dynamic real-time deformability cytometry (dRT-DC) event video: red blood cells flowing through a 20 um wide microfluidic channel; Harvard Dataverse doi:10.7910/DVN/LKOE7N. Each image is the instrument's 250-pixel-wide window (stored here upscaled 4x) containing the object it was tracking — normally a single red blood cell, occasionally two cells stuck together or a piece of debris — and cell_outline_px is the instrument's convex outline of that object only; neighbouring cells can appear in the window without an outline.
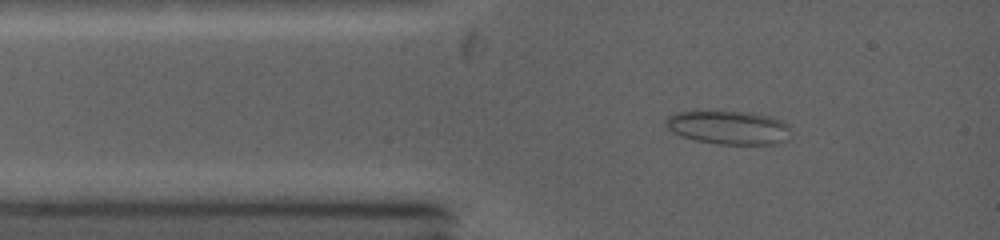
{"species": "common noctule bat (a hibernating species)", "species_latin": "Nyctalus noctula", "temperature_condition": "warm", "stored_images_in_passage": 34, "camera_frame_rate_fps": 5000, "um_per_image_px": 0.085, "animal": {"sex": "female", "body_mass_g": 19.0, "forearm_length_mm": 53.3}, "frame": {"image": 1, "passage_image": 2, "time_ms": 0.6, "image_size_px": [1000, 240], "cell_outline_px": [[788, 128], [784, 140], [780, 144], [716, 144], [696, 140], [680, 136], [672, 132], [664, 124], [664, 120], [672, 112], [752, 112], [772, 116], [784, 120], [788, 124]], "centroid_in_image_um": [61.9, 10.83], "position_along_channel_um": 23.1, "area_um2": 24.51}}
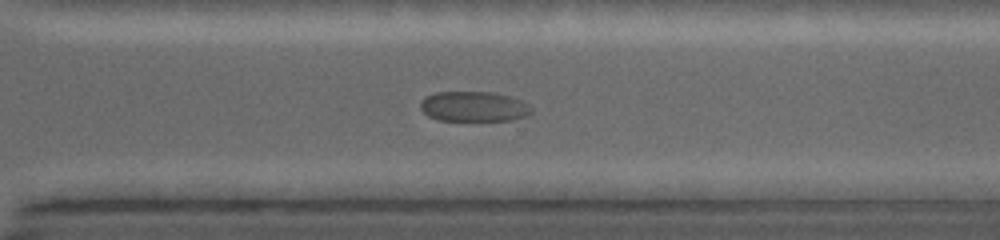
{"frame": {"image": 2, "passage_image": 16, "time_ms": 8.6, "image_size_px": [1000, 240], "cell_outline_px": [[532, 112], [528, 116], [512, 120], [436, 120], [428, 116], [420, 108], [420, 100], [424, 96], [436, 92], [492, 92], [512, 96], [528, 104], [532, 108]], "centroid_in_image_um": [40.27, 9.05], "position_along_channel_um": 330.3, "area_um2": 19.71}}
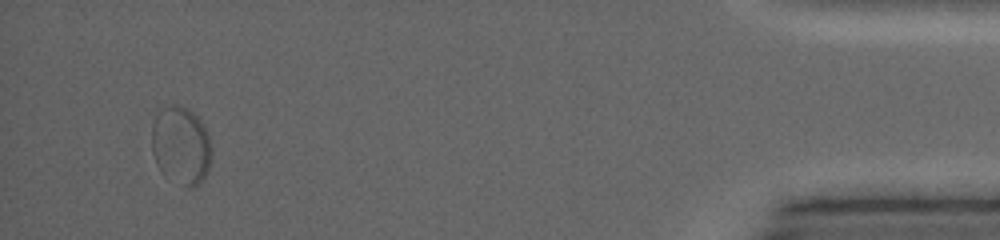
{"frame": {"image": 3, "passage_image": 30, "time_ms": 13.2, "image_size_px": [1000, 240], "cell_outline_px": [[212, 156], [208, 172], [200, 184], [184, 184], [160, 168], [156, 164], [152, 152], [152, 124], [160, 108], [172, 104], [176, 104], [188, 108], [200, 120], [208, 136], [212, 148]], "centroid_in_image_um": [15.4, 12.28], "position_along_channel_um": 419.8, "area_um2": 26.7}, "authors_computed_cell_mechanics": {"area_um2": 22.6576, "velocity_mm_per_s": 4.0779, "shape_relaxation_time_tau1_ms": 2.3533, "shape_relaxation_time_tau2_ms": null, "deformation_change_tau1": 0.0583, "deformation_change_tau2": null}}